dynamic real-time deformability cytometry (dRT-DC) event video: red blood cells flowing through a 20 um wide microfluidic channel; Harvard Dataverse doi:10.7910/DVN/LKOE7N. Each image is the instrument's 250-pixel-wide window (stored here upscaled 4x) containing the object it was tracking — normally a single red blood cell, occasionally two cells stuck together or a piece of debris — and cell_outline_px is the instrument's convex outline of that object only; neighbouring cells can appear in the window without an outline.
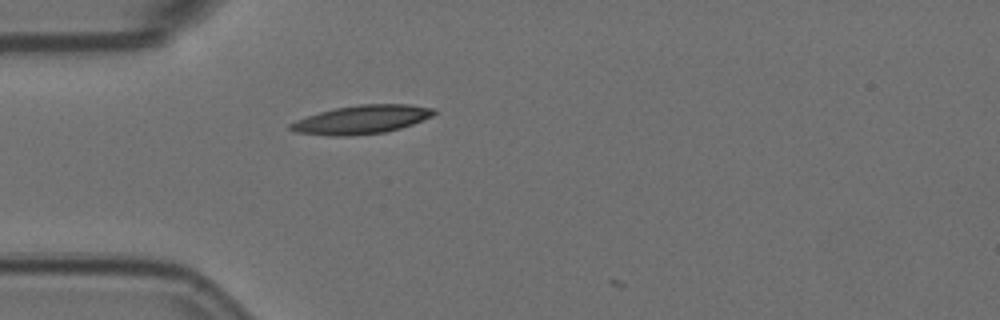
{"species": "Egyptian fruit bat (a non-hibernating species)", "species_latin": "Rousettus aegyptiacus", "temperature_condition": "room temperature", "stored_images_in_passage": 2, "camera_frame_rate_fps": 3000, "um_per_image_px": 0.085, "animal": {"sex": "female"}, "frame": {"image": 1, "passage_image": 1, "time_ms": 0.0, "image_size_px": [1000, 320], "cell_outline_px": [[436, 112], [432, 116], [412, 124], [400, 128], [384, 132], [348, 136], [332, 136], [292, 132], [288, 128], [288, 124], [296, 120], [320, 112], [336, 108], [360, 104], [408, 104], [436, 108]], "centroid_in_image_um": [30.72, 10.16], "position_along_channel_um": 54.3, "area_um2": 23.87}}